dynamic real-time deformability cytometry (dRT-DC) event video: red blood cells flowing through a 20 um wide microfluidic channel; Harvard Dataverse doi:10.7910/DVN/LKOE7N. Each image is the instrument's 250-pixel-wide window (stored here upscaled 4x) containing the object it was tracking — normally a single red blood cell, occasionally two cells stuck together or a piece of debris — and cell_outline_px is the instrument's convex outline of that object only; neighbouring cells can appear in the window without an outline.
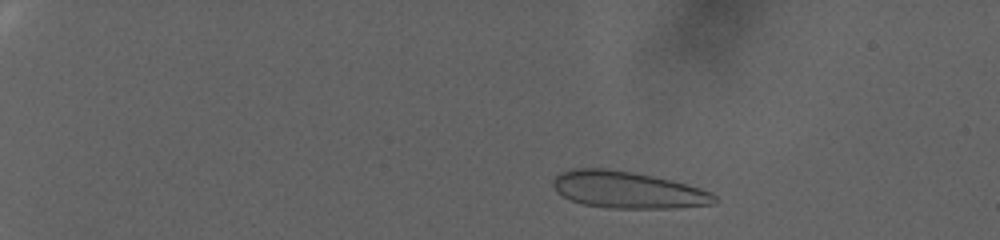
{"species": "human", "species_latin": "Homo sapiens", "temperature_condition": "warm", "stored_images_in_passage": 92, "camera_frame_rate_fps": 3000, "um_per_image_px": 0.085, "donor": {"sex": "female"}, "frame": {"image": 1, "passage_image": 17, "time_ms": 5.333, "image_size_px": [1000, 240], "cell_outline_px": [[716, 204], [676, 208], [608, 208], [584, 204], [572, 200], [556, 192], [552, 184], [552, 180], [560, 172], [572, 168], [604, 168], [632, 172], [672, 180], [700, 188], [712, 192], [716, 196]], "centroid_in_image_um": [53.36, 16.14], "position_along_channel_um": 31.6, "area_um2": 34.74}}
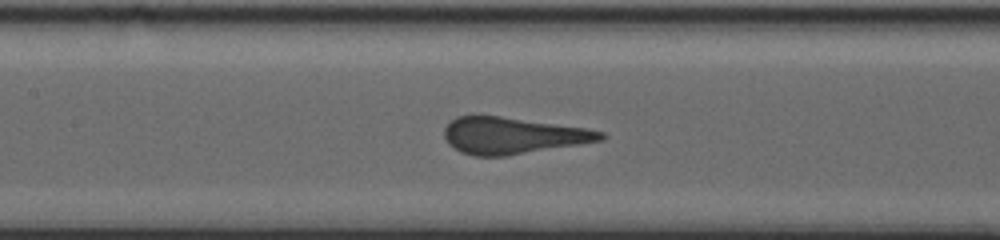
{"frame": {"image": 2, "passage_image": 50, "time_ms": 16.333, "image_size_px": [1000, 240], "cell_outline_px": [[608, 136], [604, 140], [508, 156], [472, 156], [460, 152], [448, 144], [444, 136], [444, 128], [456, 116], [476, 112], [588, 128], [604, 132]], "centroid_in_image_um": [43.55, 11.49], "position_along_channel_um": 163.9, "area_um2": 34.39}}
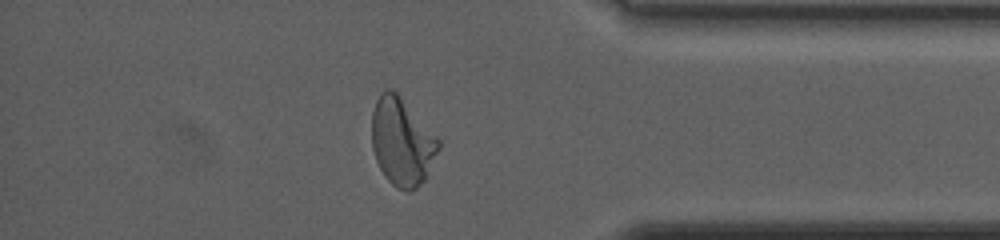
{"frame": {"image": 3, "passage_image": 82, "time_ms": 27.0, "image_size_px": [1000, 240], "cell_outline_px": [[440, 148], [424, 180], [416, 188], [408, 192], [396, 188], [384, 176], [376, 160], [372, 148], [372, 112], [376, 100], [380, 92], [384, 88], [392, 88], [396, 92], [440, 140]], "centroid_in_image_um": [34.14, 12.05], "position_along_channel_um": 401.1, "area_um2": 33.99}}